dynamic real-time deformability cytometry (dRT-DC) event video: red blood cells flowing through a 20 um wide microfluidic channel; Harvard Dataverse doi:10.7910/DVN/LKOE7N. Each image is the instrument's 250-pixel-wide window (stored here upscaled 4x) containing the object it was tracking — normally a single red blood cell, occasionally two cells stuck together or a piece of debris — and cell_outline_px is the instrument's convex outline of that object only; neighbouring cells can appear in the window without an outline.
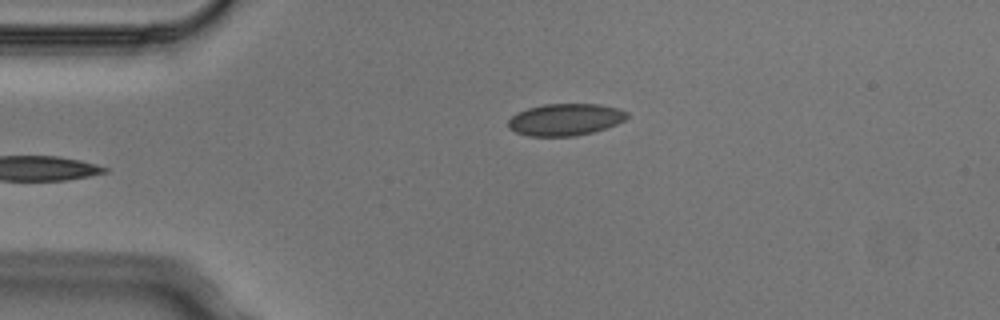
{"species": "Egyptian fruit bat (a non-hibernating species)", "species_latin": "Rousettus aegyptiacus", "temperature_condition": "cold", "stored_images_in_passage": 2, "camera_frame_rate_fps": 3000, "um_per_image_px": 0.085, "animal": {"sex": "male"}, "frame": {"image": 1, "passage_image": 1, "time_ms": 0.0, "image_size_px": [1000, 320], "cell_outline_px": [[628, 116], [624, 120], [616, 124], [592, 132], [572, 136], [528, 136], [516, 132], [508, 128], [508, 120], [512, 116], [528, 108], [544, 104], [600, 104], [616, 108], [628, 112]], "centroid_in_image_um": [48.03, 10.16], "position_along_channel_um": 37.0, "area_um2": 21.91}}